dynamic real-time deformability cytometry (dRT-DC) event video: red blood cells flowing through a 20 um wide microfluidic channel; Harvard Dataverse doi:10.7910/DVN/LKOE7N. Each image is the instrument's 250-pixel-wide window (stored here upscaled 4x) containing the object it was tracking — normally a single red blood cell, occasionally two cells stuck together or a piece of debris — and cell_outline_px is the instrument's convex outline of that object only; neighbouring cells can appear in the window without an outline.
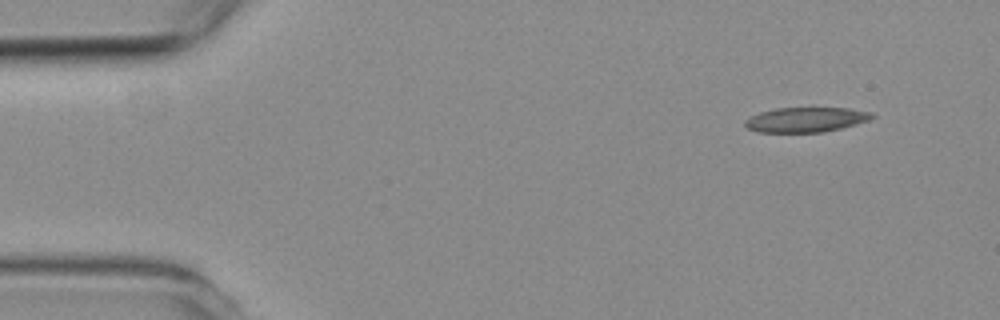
{"species": "common noctule bat (a hibernating species)", "species_latin": "Nyctalus noctula", "temperature_condition": "room temperature", "stored_images_in_passage": 4, "camera_frame_rate_fps": 3000, "um_per_image_px": 0.085, "animal": {"sex": "female", "body_mass_g": 19.3, "forearm_length_mm": 54.1}, "frame": {"image": 1, "passage_image": 1, "time_ms": 0.0, "image_size_px": [1000, 320], "cell_outline_px": [[876, 116], [868, 120], [856, 124], [824, 132], [756, 132], [748, 128], [744, 124], [744, 120], [760, 112], [776, 108], [848, 108], [868, 112]], "centroid_in_image_um": [68.47, 10.17], "position_along_channel_um": 16.5, "area_um2": 18.21}}
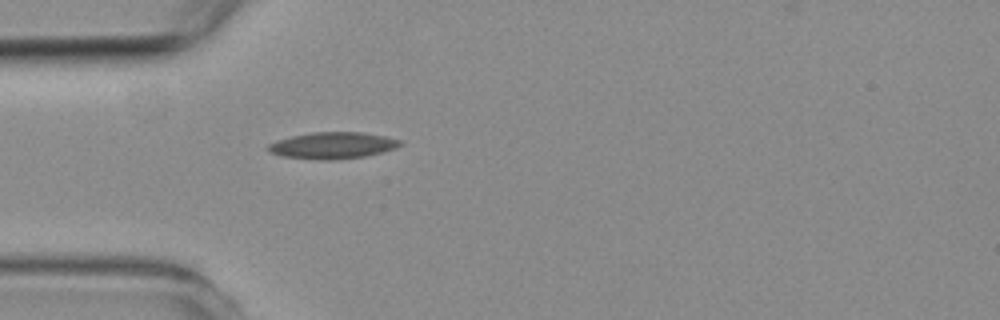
{"frame": {"image": 2, "passage_image": 4, "time_ms": 3.333, "image_size_px": [1000, 320], "cell_outline_px": [[400, 144], [396, 148], [364, 156], [336, 160], [320, 160], [280, 156], [268, 152], [264, 148], [268, 144], [276, 140], [292, 136], [312, 132], [364, 132], [384, 136], [400, 140]], "centroid_in_image_um": [28.19, 12.36], "position_along_channel_um": 56.8, "area_um2": 20.52}}